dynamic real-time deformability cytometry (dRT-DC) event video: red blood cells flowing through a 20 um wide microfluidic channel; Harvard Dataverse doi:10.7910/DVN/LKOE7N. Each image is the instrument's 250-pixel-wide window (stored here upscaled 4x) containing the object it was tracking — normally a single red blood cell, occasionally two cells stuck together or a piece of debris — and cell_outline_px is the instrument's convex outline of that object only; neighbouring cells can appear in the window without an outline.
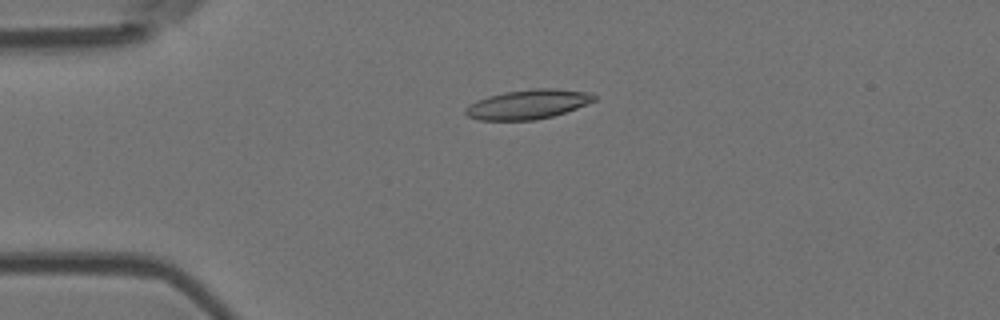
{"species": "Egyptian fruit bat (a non-hibernating species)", "species_latin": "Rousettus aegyptiacus", "temperature_condition": "room temperature", "stored_images_in_passage": 5, "camera_frame_rate_fps": 3000, "um_per_image_px": 0.085, "animal": {"sex": "female"}, "frame": {"image": 1, "passage_image": 3, "time_ms": 0.667, "image_size_px": [1000, 320], "cell_outline_px": [[596, 100], [576, 108], [552, 116], [536, 120], [480, 120], [468, 116], [464, 112], [464, 108], [488, 96], [504, 92], [532, 88], [552, 88], [588, 92], [596, 96]], "centroid_in_image_um": [44.88, 8.86], "position_along_channel_um": 40.1, "area_um2": 21.85}}
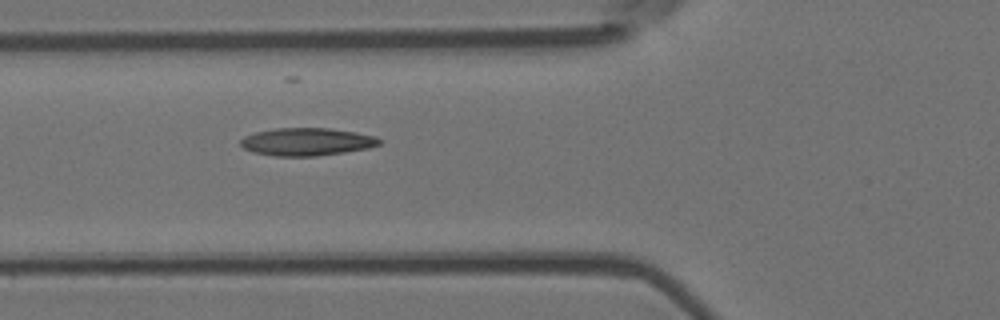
{"frame": {"image": 2, "passage_image": 5, "time_ms": 1.333, "image_size_px": [1000, 320], "cell_outline_px": [[384, 140], [380, 144], [368, 148], [344, 152], [316, 156], [276, 156], [252, 152], [244, 148], [240, 144], [240, 140], [244, 136], [256, 132], [276, 128], [332, 128], [356, 132], [376, 136]], "centroid_in_image_um": [26.1, 12.04], "position_along_channel_um": 99.7, "area_um2": 22.54}}